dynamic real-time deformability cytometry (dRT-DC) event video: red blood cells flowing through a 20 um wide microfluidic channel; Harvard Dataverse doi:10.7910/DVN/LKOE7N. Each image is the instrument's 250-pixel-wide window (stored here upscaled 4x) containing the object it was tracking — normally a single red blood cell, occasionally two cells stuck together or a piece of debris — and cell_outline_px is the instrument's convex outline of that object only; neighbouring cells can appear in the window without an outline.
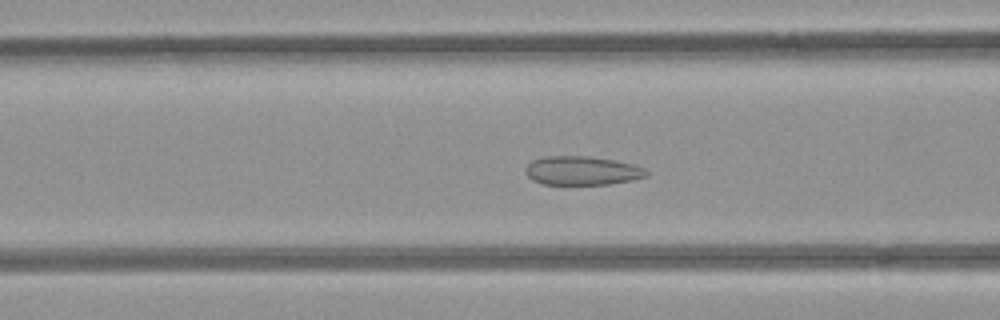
{"species": "common noctule bat (a hibernating species)", "species_latin": "Nyctalus noctula", "temperature_condition": "room temperature", "stored_images_in_passage": 45, "camera_frame_rate_fps": 3000, "um_per_image_px": 0.085, "animal": {"sex": "female", "body_mass_g": 21.9}, "frame": {"image": 1, "passage_image": 13, "time_ms": 4.0, "image_size_px": [1000, 320], "cell_outline_px": [[648, 176], [632, 180], [608, 184], [544, 184], [532, 180], [524, 172], [524, 168], [532, 160], [544, 156], [588, 156], [636, 164], [644, 168], [648, 172]], "centroid_in_image_um": [49.47, 14.5], "position_along_channel_um": 117.1, "area_um2": 20.4}}
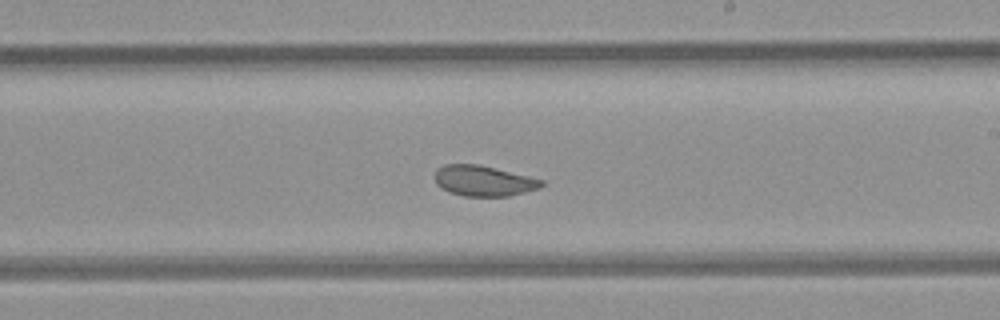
{"frame": {"image": 2, "passage_image": 23, "time_ms": 7.333, "image_size_px": [1000, 320], "cell_outline_px": [[544, 184], [540, 188], [508, 196], [464, 196], [448, 192], [440, 188], [436, 184], [432, 176], [436, 168], [444, 164], [476, 164], [496, 168], [544, 180]], "centroid_in_image_um": [41.04, 15.36], "position_along_channel_um": 248.0, "area_um2": 19.25}}
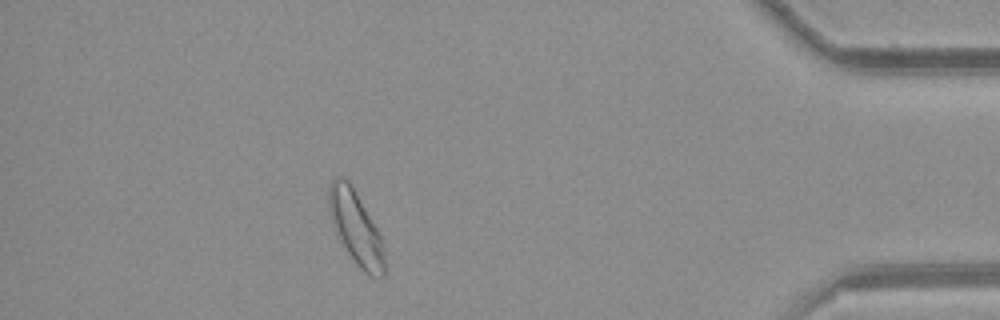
{"frame": {"image": 3, "passage_image": 39, "time_ms": 12.667, "image_size_px": [1000, 320], "cell_outline_px": [[384, 276], [380, 280], [376, 280], [368, 276], [356, 264], [348, 252], [336, 232], [328, 208], [328, 184], [336, 176], [340, 176], [348, 180], [376, 228], [380, 236], [384, 252]], "centroid_in_image_um": [30.24, 19.39], "position_along_channel_um": 405.0, "area_um2": 23.41}, "authors_computed_cell_mechanics": {"area_um2": 21.1548, "velocity_mm_per_s": 3.9245, "shape_relaxation_time_tau1_ms": null, "shape_relaxation_time_tau2_ms": 0.8123, "deformation_change_tau1": null, "deformation_change_tau2": 0.0485}}